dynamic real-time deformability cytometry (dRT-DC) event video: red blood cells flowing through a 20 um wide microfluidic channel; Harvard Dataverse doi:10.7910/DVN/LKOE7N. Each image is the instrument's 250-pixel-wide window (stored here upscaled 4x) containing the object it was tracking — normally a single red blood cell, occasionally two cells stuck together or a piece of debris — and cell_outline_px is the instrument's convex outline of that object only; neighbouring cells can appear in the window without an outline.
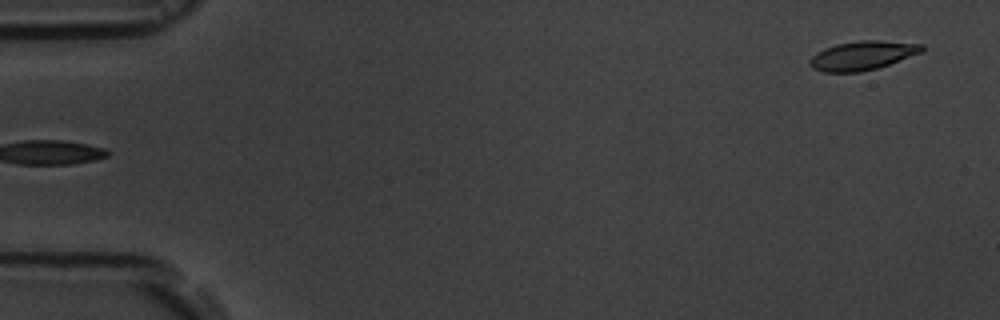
{"species": "common noctule bat (a hibernating species)", "species_latin": "Nyctalus noctula", "temperature_condition": "room temperature", "stored_images_in_passage": 5, "camera_frame_rate_fps": 3000, "um_per_image_px": 0.085, "animal": {"sex": "male", "body_mass_g": 19.5, "forearm_length_mm": 54.6}, "frame": {"image": 1, "passage_image": 5, "time_ms": 4.667, "image_size_px": [1000, 320], "cell_outline_px": [[924, 48], [920, 52], [888, 64], [876, 68], [860, 72], [824, 72], [812, 68], [808, 64], [808, 60], [816, 52], [824, 48], [836, 44], [860, 40], [880, 40], [924, 44]], "centroid_in_image_um": [73.24, 4.71], "position_along_channel_um": 11.8, "area_um2": 18.84}}